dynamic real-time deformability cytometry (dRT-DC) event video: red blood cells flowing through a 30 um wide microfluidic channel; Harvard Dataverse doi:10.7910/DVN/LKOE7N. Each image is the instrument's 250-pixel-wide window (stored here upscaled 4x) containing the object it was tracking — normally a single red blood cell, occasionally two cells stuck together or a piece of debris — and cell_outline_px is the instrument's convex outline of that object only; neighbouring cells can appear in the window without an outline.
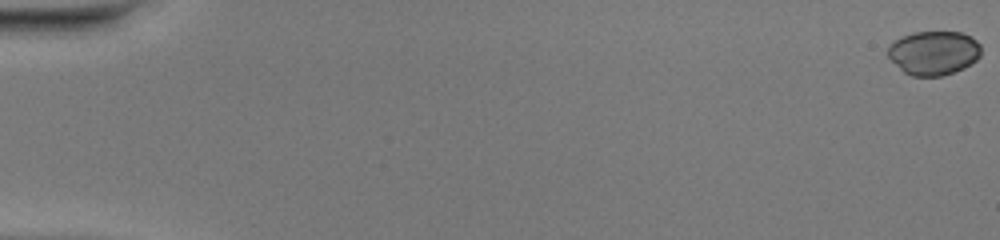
{"species": "common noctule bat (a hibernating species)", "species_latin": "Nyctalus noctula", "temperature_condition": "warm", "stored_images_in_passage": 52, "camera_frame_rate_fps": 3000, "um_per_image_px": 0.085, "animal": {"sex": "female", "body_mass_g": 20.0, "forearm_length_mm": 54.0}, "frame": {"image": 1, "passage_image": 1, "time_ms": 0.0, "image_size_px": [1000, 240], "cell_outline_px": [[980, 56], [976, 60], [964, 68], [940, 76], [912, 76], [904, 72], [888, 56], [888, 48], [896, 40], [912, 32], [960, 32], [972, 36], [980, 44]], "centroid_in_image_um": [79.39, 4.49], "position_along_channel_um": 5.6, "area_um2": 23.7}}
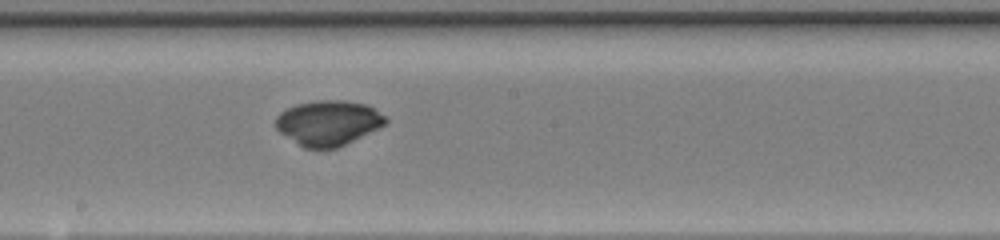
{"frame": {"image": 2, "passage_image": 30, "time_ms": 9.667, "image_size_px": [1000, 240], "cell_outline_px": [[388, 120], [384, 124], [336, 148], [304, 148], [280, 132], [276, 128], [276, 116], [280, 112], [296, 104], [316, 100], [344, 100], [368, 104], [388, 116]], "centroid_in_image_um": [27.9, 10.41], "position_along_channel_um": 220.3, "area_um2": 28.61}}
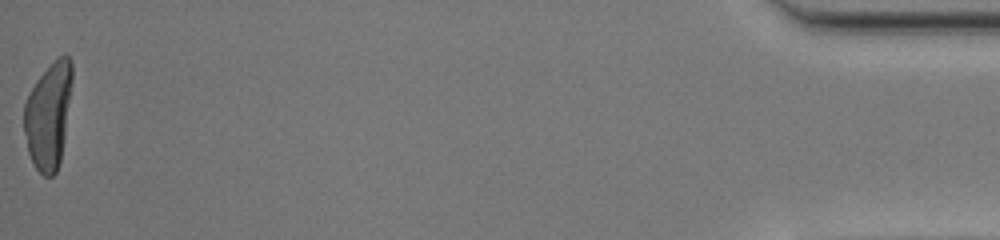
{"frame": {"image": 3, "passage_image": 52, "time_ms": 17.0, "image_size_px": [1000, 240], "cell_outline_px": [[72, 80], [64, 136], [60, 160], [56, 172], [52, 176], [44, 176], [32, 164], [28, 152], [24, 132], [24, 104], [36, 80], [64, 52], [68, 56], [72, 64]], "centroid_in_image_um": [4.1, 9.83], "position_along_channel_um": 431.1, "area_um2": 29.3}, "authors_computed_cell_mechanics": {"area_um2": 28.3509, "velocity_mm_per_s": 4.1301, "shape_relaxation_time_tau1_ms": 5.2582, "shape_relaxation_time_tau2_ms": null, "deformation_change_tau1": 0.2631, "deformation_change_tau2": null}}